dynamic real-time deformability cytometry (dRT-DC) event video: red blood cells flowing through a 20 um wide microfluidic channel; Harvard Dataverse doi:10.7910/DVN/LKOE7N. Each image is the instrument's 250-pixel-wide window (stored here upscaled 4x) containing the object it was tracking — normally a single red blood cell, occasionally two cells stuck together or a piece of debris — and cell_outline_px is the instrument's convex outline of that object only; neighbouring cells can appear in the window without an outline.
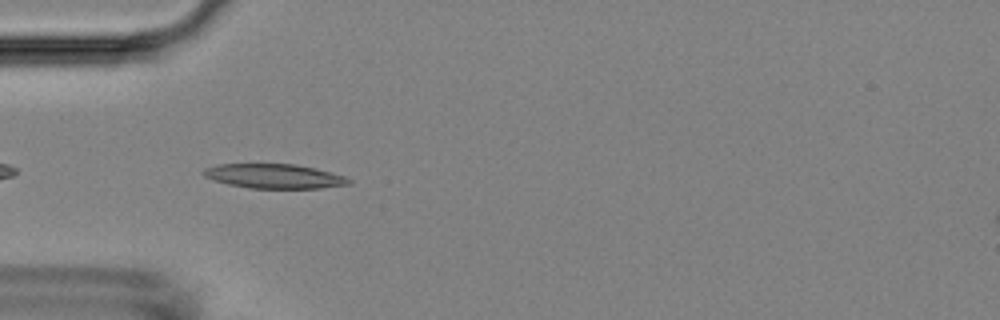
{"species": "Egyptian fruit bat (a non-hibernating species)", "species_latin": "Rousettus aegyptiacus", "temperature_condition": "room temperature", "stored_images_in_passage": 33, "camera_frame_rate_fps": 3000, "um_per_image_px": 0.085, "animal": {"sex": "female"}, "frame": {"image": 1, "passage_image": 3, "time_ms": 0.667, "image_size_px": [1000, 320], "cell_outline_px": [[352, 184], [320, 188], [248, 188], [228, 184], [212, 180], [204, 176], [200, 172], [204, 168], [220, 164], [296, 164], [316, 168], [344, 176], [352, 180]], "centroid_in_image_um": [23.3, 14.97], "position_along_channel_um": 61.7, "area_um2": 20.81}}
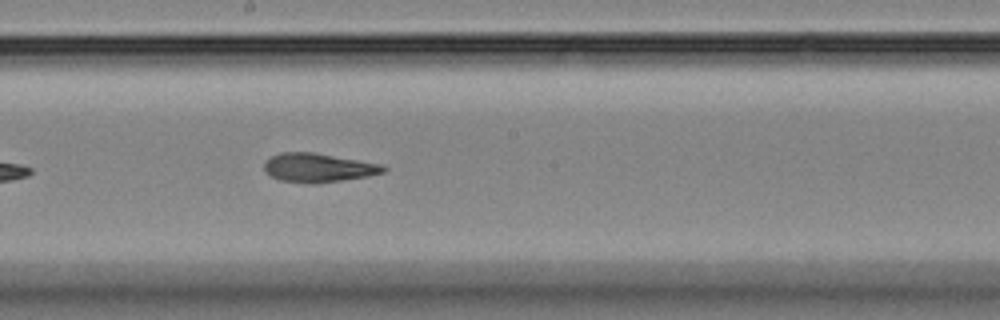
{"frame": {"image": 2, "passage_image": 16, "time_ms": 5.0, "image_size_px": [1000, 320], "cell_outline_px": [[388, 168], [384, 172], [368, 176], [316, 184], [304, 184], [280, 180], [272, 176], [264, 168], [264, 164], [272, 156], [280, 152], [312, 152], [384, 164]], "centroid_in_image_um": [27.09, 14.26], "position_along_channel_um": 221.1, "area_um2": 20.11}}
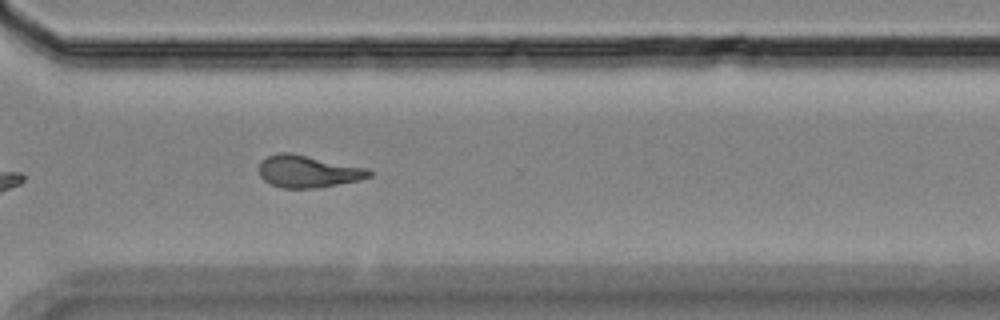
{"frame": {"image": 3, "passage_image": 26, "time_ms": 8.333, "image_size_px": [1000, 320], "cell_outline_px": [[372, 176], [360, 180], [320, 188], [280, 188], [264, 180], [260, 176], [260, 160], [268, 156], [280, 152], [288, 152], [368, 168], [372, 172]], "centroid_in_image_um": [26.2, 14.58], "position_along_channel_um": 344.4, "area_um2": 20.69}, "authors_computed_cell_mechanics": {"area_um2": 20.1144, "velocity_mm_per_s": 3.7033, "shape_relaxation_time_tau1_ms": null, "shape_relaxation_time_tau2_ms": 2.4856, "deformation_change_tau1": null, "deformation_change_tau2": 0.0996}}